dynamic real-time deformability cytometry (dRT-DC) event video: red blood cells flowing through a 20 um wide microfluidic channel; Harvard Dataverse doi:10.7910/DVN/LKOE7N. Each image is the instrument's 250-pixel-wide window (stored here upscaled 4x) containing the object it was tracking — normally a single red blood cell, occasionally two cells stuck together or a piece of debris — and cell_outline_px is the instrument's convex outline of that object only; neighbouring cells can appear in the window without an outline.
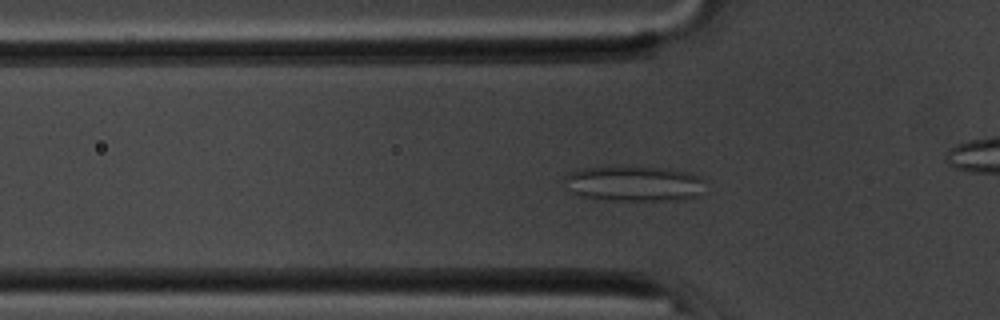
{"species": "common noctule bat (a hibernating species)", "species_latin": "Nyctalus noctula", "temperature_condition": "room temperature", "stored_images_in_passage": 55, "camera_frame_rate_fps": 3000, "um_per_image_px": 0.085, "animal": {"sex": "male", "body_mass_g": 20.1, "forearm_length_mm": 53.5}, "frame": {"image": 1, "passage_image": 17, "time_ms": 5.333, "image_size_px": [1000, 320], "cell_outline_px": [[700, 196], [684, 200], [612, 200], [580, 196], [568, 192], [560, 180], [568, 172], [584, 168], [628, 164], [660, 168], [688, 172], [700, 176]], "centroid_in_image_um": [53.75, 15.58], "position_along_channel_um": 72.0, "area_um2": 29.82}}
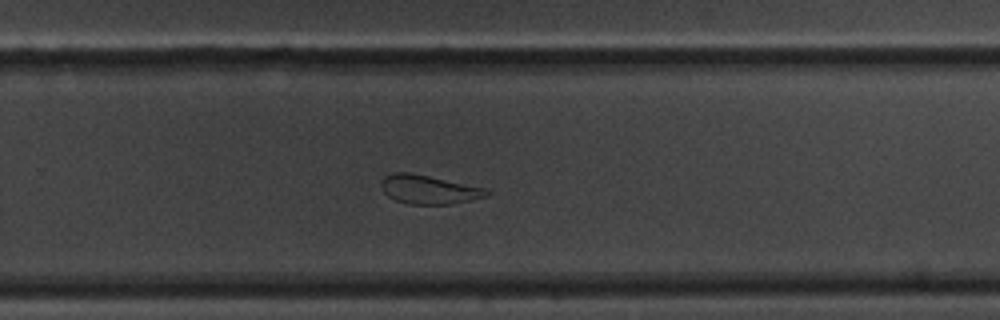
{"frame": {"image": 2, "passage_image": 35, "time_ms": 11.333, "image_size_px": [1000, 320], "cell_outline_px": [[492, 192], [488, 196], [472, 200], [452, 204], [408, 204], [396, 200], [388, 196], [384, 192], [380, 184], [384, 176], [392, 172], [412, 172], [488, 188]], "centroid_in_image_um": [36.49, 16.1], "position_along_channel_um": 293.3, "area_um2": 18.09}}
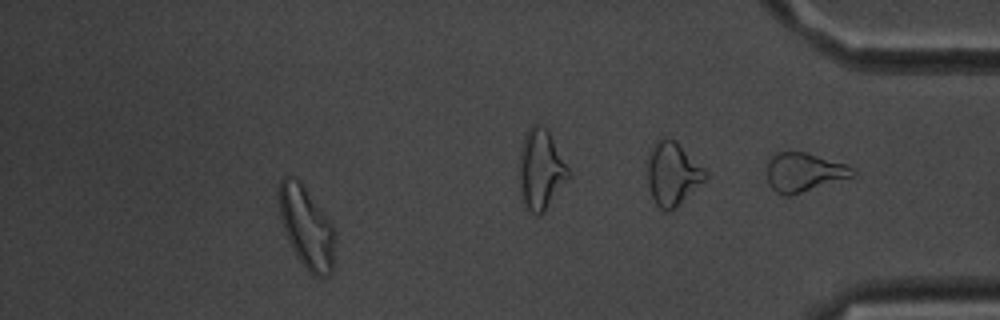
{"frame": {"image": 3, "passage_image": 49, "time_ms": 16.0, "image_size_px": [1000, 320], "cell_outline_px": [[332, 272], [328, 276], [316, 276], [308, 272], [304, 268], [296, 256], [284, 232], [280, 220], [276, 196], [276, 188], [280, 180], [284, 176], [288, 176], [300, 180], [332, 224]], "centroid_in_image_um": [25.95, 19.26], "position_along_channel_um": 409.2, "area_um2": 26.65}, "authors_computed_cell_mechanics": {"area_um2": 23.8714, "velocity_mm_per_s": 3.6776, "shape_relaxation_time_tau1_ms": null, "shape_relaxation_time_tau2_ms": 2.061, "deformation_change_tau1": null, "deformation_change_tau2": 0.1056}}